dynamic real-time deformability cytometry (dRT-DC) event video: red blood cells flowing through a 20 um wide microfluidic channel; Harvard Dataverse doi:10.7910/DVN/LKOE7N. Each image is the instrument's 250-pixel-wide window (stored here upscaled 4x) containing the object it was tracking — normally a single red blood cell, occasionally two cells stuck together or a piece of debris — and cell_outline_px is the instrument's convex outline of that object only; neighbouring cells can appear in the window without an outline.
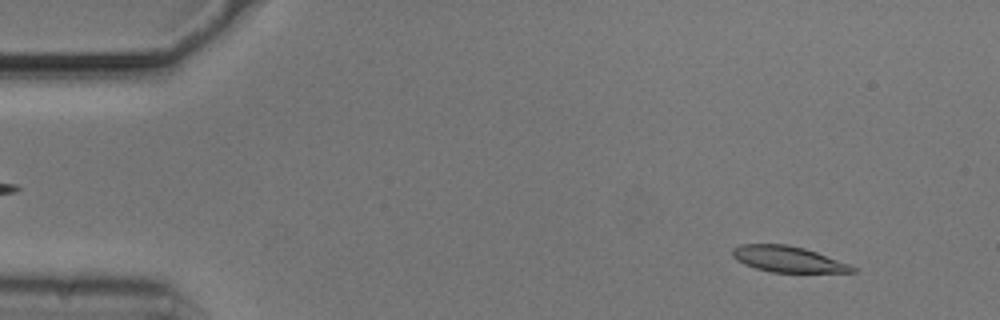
{"species": "common noctule bat (a hibernating species)", "species_latin": "Nyctalus noctula", "temperature_condition": "cold", "stored_images_in_passage": 36, "camera_frame_rate_fps": 3000, "um_per_image_px": 0.085, "animal": {"sex": "male", "body_mass_g": 20.5, "forearm_length_mm": 52.5}, "frame": {"image": 1, "passage_image": 5, "time_ms": 1.333, "image_size_px": [1000, 320], "cell_outline_px": [[856, 272], [772, 272], [756, 268], [744, 264], [736, 260], [732, 256], [732, 248], [740, 244], [788, 244], [804, 248], [816, 252], [848, 264], [856, 268]], "centroid_in_image_um": [66.92, 22.02], "position_along_channel_um": 18.1, "area_um2": 17.98}}
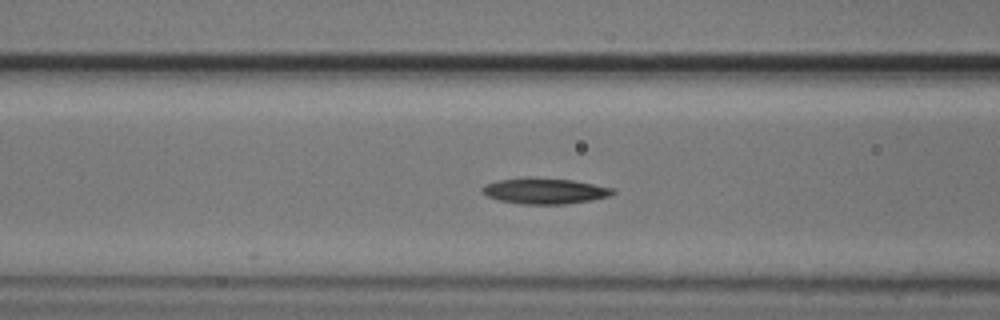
{"frame": {"image": 2, "passage_image": 21, "time_ms": 6.667, "image_size_px": [1000, 320], "cell_outline_px": [[616, 192], [608, 196], [592, 200], [564, 204], [520, 204], [500, 200], [488, 196], [480, 188], [484, 184], [500, 180], [524, 176], [532, 176], [572, 180], [612, 188]], "centroid_in_image_um": [46.27, 16.21], "position_along_channel_um": 120.3, "area_um2": 19.71}}
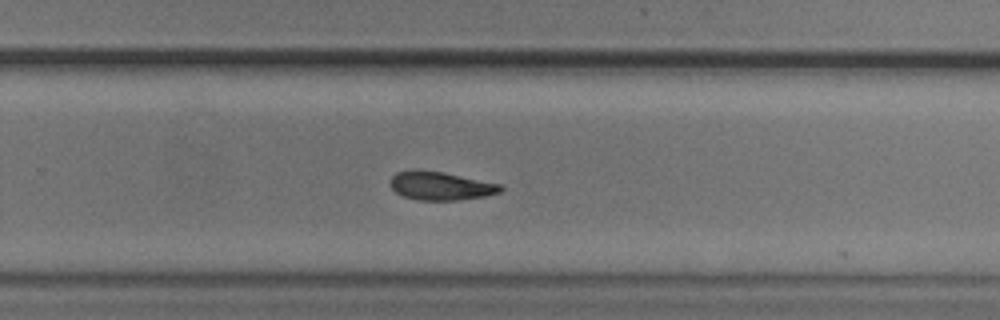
{"frame": {"image": 3, "passage_image": 35, "time_ms": 11.333, "image_size_px": [1000, 320], "cell_outline_px": [[504, 188], [500, 192], [484, 196], [456, 200], [420, 200], [404, 196], [396, 192], [392, 188], [392, 176], [396, 172], [412, 168], [416, 168], [444, 172], [500, 184]], "centroid_in_image_um": [37.44, 15.77], "position_along_channel_um": 292.4, "area_um2": 18.26}}